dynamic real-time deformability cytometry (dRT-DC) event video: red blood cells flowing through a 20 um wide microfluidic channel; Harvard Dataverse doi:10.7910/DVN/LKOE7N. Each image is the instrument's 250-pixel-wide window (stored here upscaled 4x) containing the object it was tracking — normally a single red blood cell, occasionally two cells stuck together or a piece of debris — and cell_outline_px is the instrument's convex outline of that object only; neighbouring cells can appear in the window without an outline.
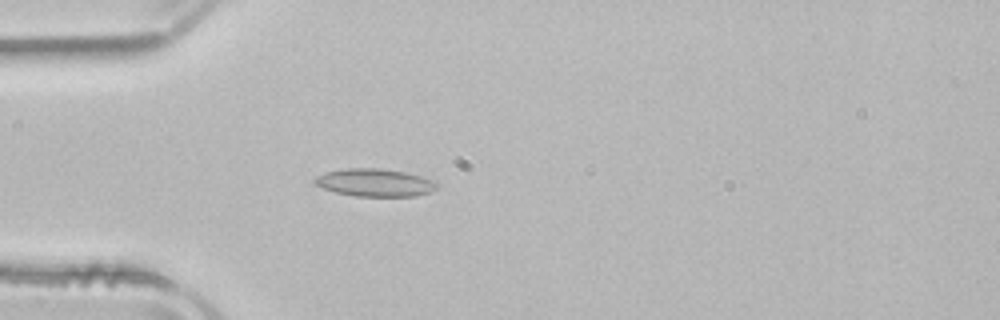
{"species": "common noctule bat (a hibernating species)", "species_latin": "Nyctalus noctula", "temperature_condition": "room temperature", "stored_images_in_passage": 44, "segment_of_instrument_passage": [1, 2], "camera_frame_rate_fps": 3000, "um_per_image_px": 0.085, "animal": {"sex": "male", "body_mass_g": 21.5, "forearm_length_mm": 52.0}, "frame": {"image": 1, "passage_image": 15, "time_ms": 4.667, "image_size_px": [1000, 320], "cell_outline_px": [[436, 188], [432, 192], [416, 196], [356, 196], [336, 192], [324, 188], [316, 184], [312, 180], [316, 176], [324, 172], [348, 168], [380, 168], [404, 172], [436, 180]], "centroid_in_image_um": [31.87, 15.52], "position_along_channel_um": 53.1, "area_um2": 19.71}}
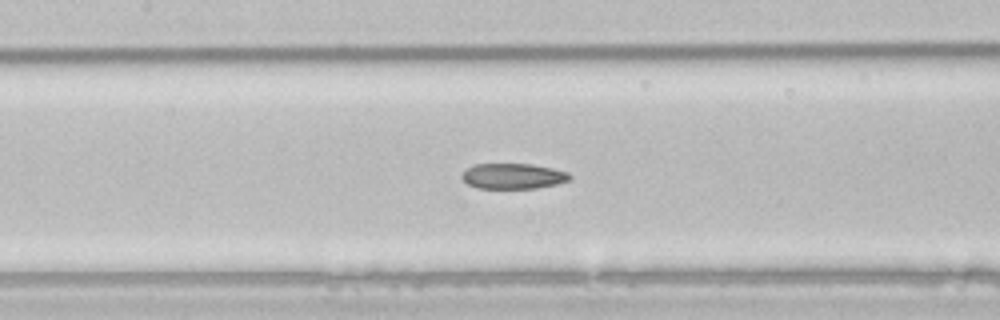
{"frame": {"image": 2, "passage_image": 24, "time_ms": 7.667, "image_size_px": [1000, 320], "cell_outline_px": [[572, 176], [568, 180], [556, 184], [536, 188], [476, 188], [468, 184], [460, 176], [468, 168], [476, 164], [532, 164], [552, 168], [568, 172]], "centroid_in_image_um": [43.62, 14.97], "position_along_channel_um": 163.8, "area_um2": 15.9}}
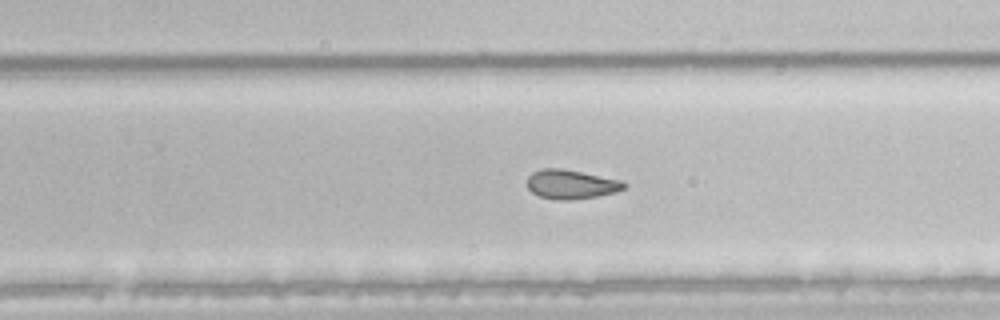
{"frame": {"image": 3, "passage_image": 33, "time_ms": 10.667, "image_size_px": [1000, 320], "cell_outline_px": [[628, 184], [624, 188], [616, 192], [596, 196], [568, 200], [556, 200], [540, 196], [532, 192], [528, 188], [528, 176], [532, 172], [540, 168], [560, 168], [624, 180]], "centroid_in_image_um": [48.56, 15.65], "position_along_channel_um": 281.2, "area_um2": 16.53}}